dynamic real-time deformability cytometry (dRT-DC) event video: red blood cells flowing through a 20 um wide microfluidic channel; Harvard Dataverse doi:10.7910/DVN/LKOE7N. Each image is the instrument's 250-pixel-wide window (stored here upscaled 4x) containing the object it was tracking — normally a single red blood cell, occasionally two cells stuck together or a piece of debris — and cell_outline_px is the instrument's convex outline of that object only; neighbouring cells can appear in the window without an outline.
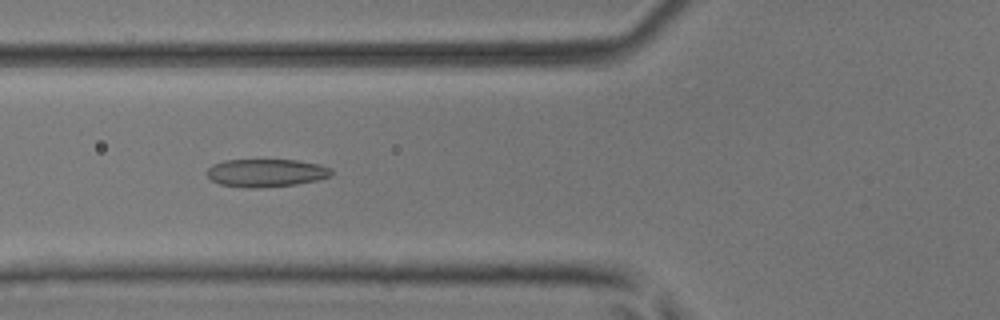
{"species": "common noctule bat (a hibernating species)", "species_latin": "Nyctalus noctula", "temperature_condition": "room temperature", "stored_images_in_passage": 43, "camera_frame_rate_fps": 3000, "um_per_image_px": 0.085, "animal": {"sex": "male", "body_mass_g": 17.9, "forearm_length_mm": 54.2}, "frame": {"image": 1, "passage_image": 13, "time_ms": 4.0, "image_size_px": [1000, 320], "cell_outline_px": [[332, 172], [328, 176], [316, 180], [296, 184], [260, 188], [252, 188], [220, 184], [212, 180], [208, 176], [208, 168], [212, 164], [224, 160], [296, 160], [320, 164], [328, 168]], "centroid_in_image_um": [22.59, 14.69], "position_along_channel_um": 103.2, "area_um2": 20.0}}
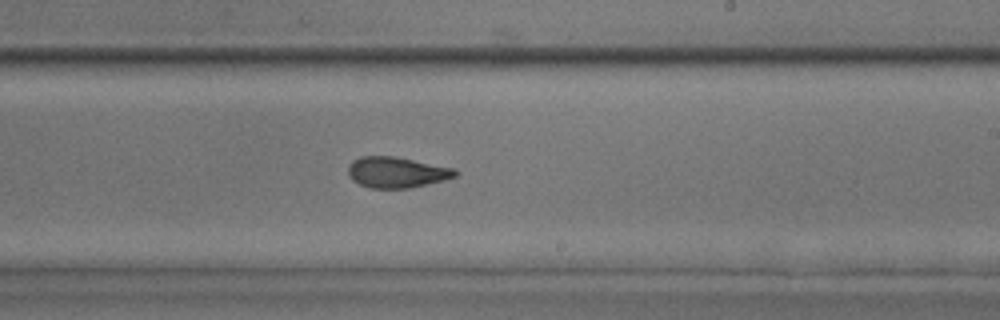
{"frame": {"image": 2, "passage_image": 24, "time_ms": 7.667, "image_size_px": [1000, 320], "cell_outline_px": [[460, 172], [456, 176], [444, 180], [408, 188], [372, 188], [360, 184], [352, 180], [348, 176], [348, 164], [352, 160], [360, 156], [392, 156], [456, 168]], "centroid_in_image_um": [33.71, 14.64], "position_along_channel_um": 255.3, "area_um2": 19.31}}
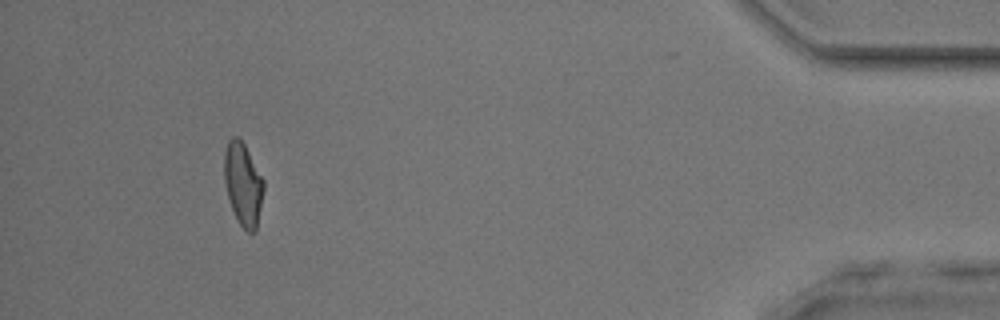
{"frame": {"image": 3, "passage_image": 40, "time_ms": 13.0, "image_size_px": [1000, 320], "cell_outline_px": [[264, 192], [256, 232], [248, 232], [240, 224], [232, 208], [228, 196], [224, 180], [224, 152], [228, 140], [232, 136], [236, 136], [244, 144], [264, 180]], "centroid_in_image_um": [20.67, 15.64], "position_along_channel_um": 414.5, "area_um2": 18.96}, "authors_computed_cell_mechanics": {"area_um2": 19.363, "velocity_mm_per_s": 4.1557, "shape_relaxation_time_tau1_ms": 5.3408, "shape_relaxation_time_tau2_ms": 1.9126, "deformation_change_tau1": 0.1703, "deformation_change_tau2": 0.0818}}